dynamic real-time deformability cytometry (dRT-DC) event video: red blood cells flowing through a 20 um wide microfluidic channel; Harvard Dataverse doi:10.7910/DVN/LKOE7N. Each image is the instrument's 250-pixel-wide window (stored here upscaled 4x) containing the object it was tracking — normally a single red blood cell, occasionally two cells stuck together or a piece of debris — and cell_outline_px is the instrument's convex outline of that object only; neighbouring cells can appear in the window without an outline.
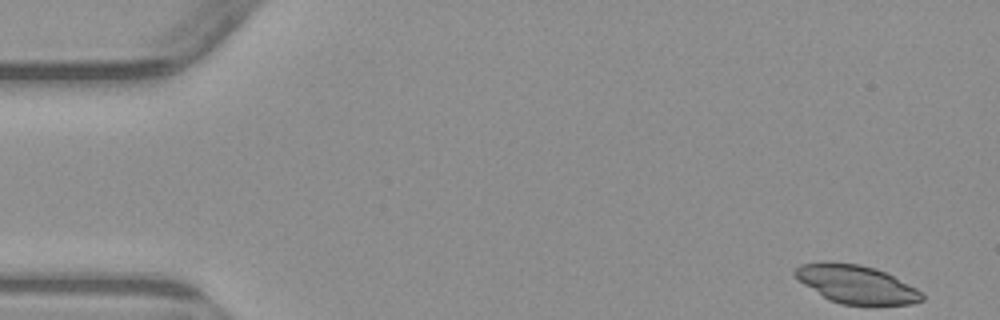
{"species": "common noctule bat (a hibernating species)", "species_latin": "Nyctalus noctula", "temperature_condition": "warm", "stored_images_in_passage": 4, "camera_frame_rate_fps": 3000, "um_per_image_px": 0.085, "animal": {"sex": "male", "body_mass_g": 23.1, "forearm_length_mm": 52.7}, "frame": {"image": 1, "passage_image": 1, "time_ms": 0.0, "image_size_px": [1000, 320], "cell_outline_px": [[924, 300], [912, 304], [840, 304], [828, 300], [804, 284], [792, 272], [800, 264], [824, 260], [828, 260], [860, 264], [876, 268], [916, 288], [924, 296]], "centroid_in_image_um": [72.73, 24.13], "position_along_channel_um": 12.3, "area_um2": 28.26}}